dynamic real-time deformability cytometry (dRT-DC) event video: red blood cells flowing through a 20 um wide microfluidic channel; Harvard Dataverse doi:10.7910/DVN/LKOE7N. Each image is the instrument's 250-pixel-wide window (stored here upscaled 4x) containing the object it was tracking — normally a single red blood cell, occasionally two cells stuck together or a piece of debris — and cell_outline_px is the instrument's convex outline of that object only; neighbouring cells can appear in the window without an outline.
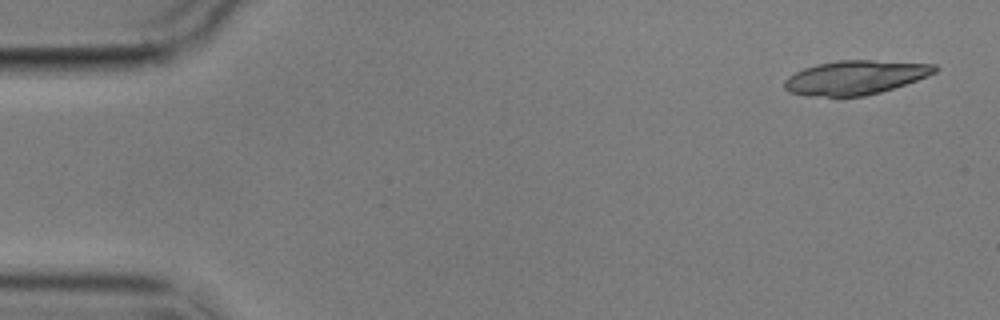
{"species": "common noctule bat (a hibernating species)", "species_latin": "Nyctalus noctula", "temperature_condition": "cold", "stored_images_in_passage": 8, "camera_frame_rate_fps": 3000, "um_per_image_px": 0.085, "animal": {"sex": "male", "body_mass_g": 17.9}, "frame": {"image": 1, "passage_image": 1, "time_ms": 0.0, "image_size_px": [1000, 320], "cell_outline_px": [[940, 68], [936, 72], [928, 76], [880, 92], [864, 96], [804, 96], [788, 92], [784, 88], [784, 80], [788, 76], [804, 68], [816, 64], [836, 60], [872, 60], [936, 64]], "centroid_in_image_um": [72.68, 6.58], "position_along_channel_um": 12.3, "area_um2": 29.94}}